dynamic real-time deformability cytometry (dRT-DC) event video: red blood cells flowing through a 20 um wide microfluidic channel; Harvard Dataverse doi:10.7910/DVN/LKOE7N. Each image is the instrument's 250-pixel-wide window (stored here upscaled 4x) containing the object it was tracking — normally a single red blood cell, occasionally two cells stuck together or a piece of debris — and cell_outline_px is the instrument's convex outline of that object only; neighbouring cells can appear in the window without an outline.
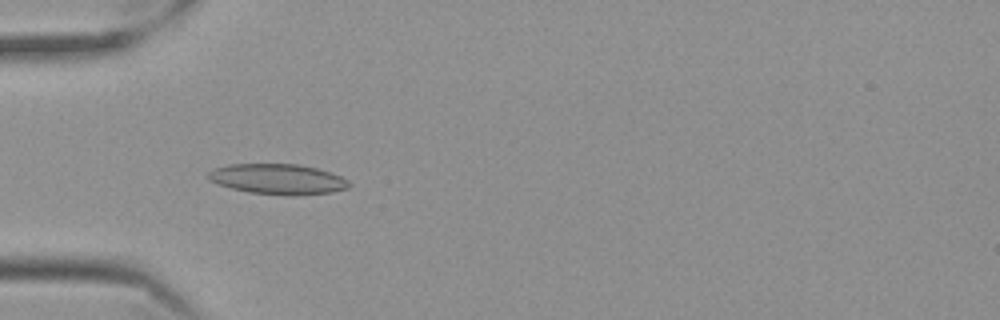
{"species": "Egyptian fruit bat (a non-hibernating species)", "species_latin": "Rousettus aegyptiacus", "temperature_condition": "cold", "stored_images_in_passage": 58, "camera_frame_rate_fps": 3000, "um_per_image_px": 0.085, "frame": {"image": 1, "passage_image": 18, "time_ms": 5.667, "image_size_px": [1000, 320], "cell_outline_px": [[352, 184], [348, 188], [332, 192], [292, 196], [248, 192], [216, 184], [208, 180], [208, 172], [212, 168], [228, 164], [296, 164], [316, 168], [340, 176], [348, 180]], "centroid_in_image_um": [23.58, 15.23], "position_along_channel_um": 61.4, "area_um2": 25.03}}
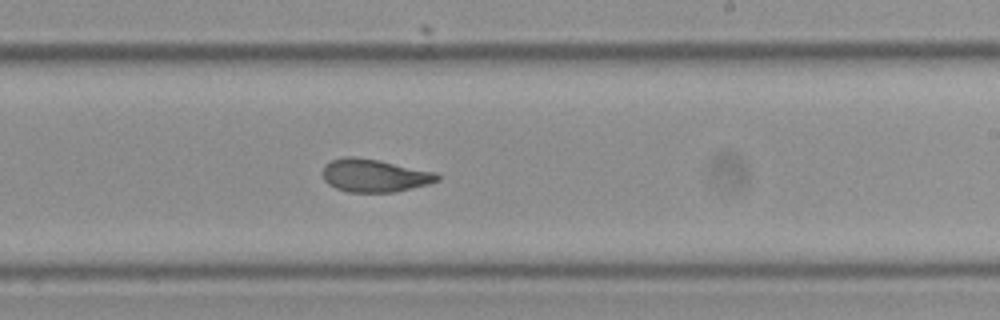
{"frame": {"image": 2, "passage_image": 35, "time_ms": 11.333, "image_size_px": [1000, 320], "cell_outline_px": [[440, 180], [428, 184], [396, 192], [348, 192], [336, 188], [328, 184], [324, 180], [324, 164], [328, 160], [344, 156], [356, 156], [380, 160], [436, 172], [440, 176]], "centroid_in_image_um": [31.82, 14.9], "position_along_channel_um": 257.2, "area_um2": 22.25}}
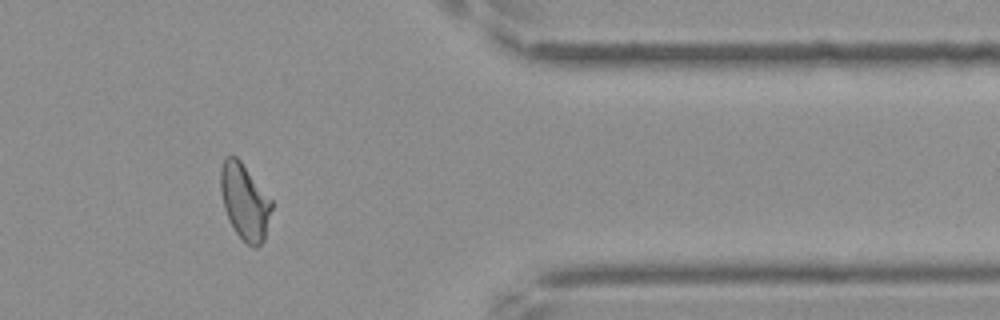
{"frame": {"image": 3, "passage_image": 48, "time_ms": 15.667, "image_size_px": [1000, 320], "cell_outline_px": [[272, 208], [264, 240], [256, 248], [252, 248], [236, 232], [224, 208], [220, 192], [220, 168], [224, 160], [228, 156], [236, 156], [240, 160], [272, 200]], "centroid_in_image_um": [20.8, 17.13], "position_along_channel_um": 390.6, "area_um2": 22.31}, "authors_computed_cell_mechanics": {"area_um2": 23.2067, "velocity_mm_per_s": 3.506, "shape_relaxation_time_tau1_ms": 6.3486, "shape_relaxation_time_tau2_ms": 1.7924, "deformation_change_tau1": 0.1496, "deformation_change_tau2": 0.0806}}